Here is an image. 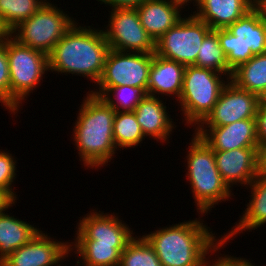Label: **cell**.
I'll use <instances>...</instances> for the list:
<instances>
[{
    "instance_id": "cell-15",
    "label": "cell",
    "mask_w": 266,
    "mask_h": 266,
    "mask_svg": "<svg viewBox=\"0 0 266 266\" xmlns=\"http://www.w3.org/2000/svg\"><path fill=\"white\" fill-rule=\"evenodd\" d=\"M258 150L259 147H246L214 151L216 166L231 191L235 185L247 188L260 173Z\"/></svg>"
},
{
    "instance_id": "cell-30",
    "label": "cell",
    "mask_w": 266,
    "mask_h": 266,
    "mask_svg": "<svg viewBox=\"0 0 266 266\" xmlns=\"http://www.w3.org/2000/svg\"><path fill=\"white\" fill-rule=\"evenodd\" d=\"M13 156L9 153V150L0 149V188L5 190L17 202L18 194L14 191L12 184L15 183L16 172L18 171L16 167L17 160Z\"/></svg>"
},
{
    "instance_id": "cell-29",
    "label": "cell",
    "mask_w": 266,
    "mask_h": 266,
    "mask_svg": "<svg viewBox=\"0 0 266 266\" xmlns=\"http://www.w3.org/2000/svg\"><path fill=\"white\" fill-rule=\"evenodd\" d=\"M119 266H163L143 236H135L121 253Z\"/></svg>"
},
{
    "instance_id": "cell-3",
    "label": "cell",
    "mask_w": 266,
    "mask_h": 266,
    "mask_svg": "<svg viewBox=\"0 0 266 266\" xmlns=\"http://www.w3.org/2000/svg\"><path fill=\"white\" fill-rule=\"evenodd\" d=\"M203 222L199 218L184 220L142 236L163 266H200L203 258L223 239Z\"/></svg>"
},
{
    "instance_id": "cell-19",
    "label": "cell",
    "mask_w": 266,
    "mask_h": 266,
    "mask_svg": "<svg viewBox=\"0 0 266 266\" xmlns=\"http://www.w3.org/2000/svg\"><path fill=\"white\" fill-rule=\"evenodd\" d=\"M254 7V0H200L193 14L212 30L227 29Z\"/></svg>"
},
{
    "instance_id": "cell-18",
    "label": "cell",
    "mask_w": 266,
    "mask_h": 266,
    "mask_svg": "<svg viewBox=\"0 0 266 266\" xmlns=\"http://www.w3.org/2000/svg\"><path fill=\"white\" fill-rule=\"evenodd\" d=\"M185 65L153 53L149 71L147 94L153 97L167 96L176 102L182 92ZM170 95V96H169ZM175 97V98H174Z\"/></svg>"
},
{
    "instance_id": "cell-6",
    "label": "cell",
    "mask_w": 266,
    "mask_h": 266,
    "mask_svg": "<svg viewBox=\"0 0 266 266\" xmlns=\"http://www.w3.org/2000/svg\"><path fill=\"white\" fill-rule=\"evenodd\" d=\"M6 52L10 71V112L16 115L27 100L25 98L41 85L49 71L48 55L18 43L11 36L6 39Z\"/></svg>"
},
{
    "instance_id": "cell-21",
    "label": "cell",
    "mask_w": 266,
    "mask_h": 266,
    "mask_svg": "<svg viewBox=\"0 0 266 266\" xmlns=\"http://www.w3.org/2000/svg\"><path fill=\"white\" fill-rule=\"evenodd\" d=\"M251 190L250 200L245 206L247 207L243 211L240 219L235 222L236 224L231 228V231L222 235V238L229 242L234 240L233 237L237 236L243 231H251L266 224V174L259 173L257 177L248 186ZM233 238V239H232Z\"/></svg>"
},
{
    "instance_id": "cell-2",
    "label": "cell",
    "mask_w": 266,
    "mask_h": 266,
    "mask_svg": "<svg viewBox=\"0 0 266 266\" xmlns=\"http://www.w3.org/2000/svg\"><path fill=\"white\" fill-rule=\"evenodd\" d=\"M81 107V108H80ZM73 124L74 145L86 169L108 165L117 153L113 136L115 110L101 97L86 92Z\"/></svg>"
},
{
    "instance_id": "cell-13",
    "label": "cell",
    "mask_w": 266,
    "mask_h": 266,
    "mask_svg": "<svg viewBox=\"0 0 266 266\" xmlns=\"http://www.w3.org/2000/svg\"><path fill=\"white\" fill-rule=\"evenodd\" d=\"M258 95L241 89L229 80L211 113L198 127H220L244 119H255Z\"/></svg>"
},
{
    "instance_id": "cell-32",
    "label": "cell",
    "mask_w": 266,
    "mask_h": 266,
    "mask_svg": "<svg viewBox=\"0 0 266 266\" xmlns=\"http://www.w3.org/2000/svg\"><path fill=\"white\" fill-rule=\"evenodd\" d=\"M227 244V242L222 239L209 253H208V257L207 255L203 258L201 265L200 266H234V255H225V254H221L219 251H221L220 249L225 246ZM223 246V247H222ZM220 253L218 255H216L215 253ZM210 254V255H209ZM212 254H215L214 257V261L213 259L210 261V258H212ZM218 256V257H217ZM221 256V257H219ZM210 257V258H209ZM218 258V259H217Z\"/></svg>"
},
{
    "instance_id": "cell-7",
    "label": "cell",
    "mask_w": 266,
    "mask_h": 266,
    "mask_svg": "<svg viewBox=\"0 0 266 266\" xmlns=\"http://www.w3.org/2000/svg\"><path fill=\"white\" fill-rule=\"evenodd\" d=\"M217 35L232 70L266 52V24L255 7L227 29H217Z\"/></svg>"
},
{
    "instance_id": "cell-41",
    "label": "cell",
    "mask_w": 266,
    "mask_h": 266,
    "mask_svg": "<svg viewBox=\"0 0 266 266\" xmlns=\"http://www.w3.org/2000/svg\"><path fill=\"white\" fill-rule=\"evenodd\" d=\"M259 105L266 106V88L258 96Z\"/></svg>"
},
{
    "instance_id": "cell-31",
    "label": "cell",
    "mask_w": 266,
    "mask_h": 266,
    "mask_svg": "<svg viewBox=\"0 0 266 266\" xmlns=\"http://www.w3.org/2000/svg\"><path fill=\"white\" fill-rule=\"evenodd\" d=\"M0 103L10 113V71L6 52V40L0 42Z\"/></svg>"
},
{
    "instance_id": "cell-34",
    "label": "cell",
    "mask_w": 266,
    "mask_h": 266,
    "mask_svg": "<svg viewBox=\"0 0 266 266\" xmlns=\"http://www.w3.org/2000/svg\"><path fill=\"white\" fill-rule=\"evenodd\" d=\"M100 4H105V6H110L111 9H122L131 8L136 9L146 0H96Z\"/></svg>"
},
{
    "instance_id": "cell-40",
    "label": "cell",
    "mask_w": 266,
    "mask_h": 266,
    "mask_svg": "<svg viewBox=\"0 0 266 266\" xmlns=\"http://www.w3.org/2000/svg\"><path fill=\"white\" fill-rule=\"evenodd\" d=\"M10 36V31L5 27L0 19V42L5 41Z\"/></svg>"
},
{
    "instance_id": "cell-17",
    "label": "cell",
    "mask_w": 266,
    "mask_h": 266,
    "mask_svg": "<svg viewBox=\"0 0 266 266\" xmlns=\"http://www.w3.org/2000/svg\"><path fill=\"white\" fill-rule=\"evenodd\" d=\"M166 102L159 97L147 95L136 106L134 113L137 122L140 124L144 136L157 142L169 144L170 134L176 128L175 122L168 114ZM168 111V112H167Z\"/></svg>"
},
{
    "instance_id": "cell-11",
    "label": "cell",
    "mask_w": 266,
    "mask_h": 266,
    "mask_svg": "<svg viewBox=\"0 0 266 266\" xmlns=\"http://www.w3.org/2000/svg\"><path fill=\"white\" fill-rule=\"evenodd\" d=\"M108 26L103 29L110 49L121 52L155 53V42L142 26L137 9L109 11Z\"/></svg>"
},
{
    "instance_id": "cell-20",
    "label": "cell",
    "mask_w": 266,
    "mask_h": 266,
    "mask_svg": "<svg viewBox=\"0 0 266 266\" xmlns=\"http://www.w3.org/2000/svg\"><path fill=\"white\" fill-rule=\"evenodd\" d=\"M136 9L142 26L154 42L175 26L184 15L181 7L168 0H146Z\"/></svg>"
},
{
    "instance_id": "cell-33",
    "label": "cell",
    "mask_w": 266,
    "mask_h": 266,
    "mask_svg": "<svg viewBox=\"0 0 266 266\" xmlns=\"http://www.w3.org/2000/svg\"><path fill=\"white\" fill-rule=\"evenodd\" d=\"M256 120V133L259 146L266 142V106H258Z\"/></svg>"
},
{
    "instance_id": "cell-36",
    "label": "cell",
    "mask_w": 266,
    "mask_h": 266,
    "mask_svg": "<svg viewBox=\"0 0 266 266\" xmlns=\"http://www.w3.org/2000/svg\"><path fill=\"white\" fill-rule=\"evenodd\" d=\"M259 172L266 174V142L259 146Z\"/></svg>"
},
{
    "instance_id": "cell-16",
    "label": "cell",
    "mask_w": 266,
    "mask_h": 266,
    "mask_svg": "<svg viewBox=\"0 0 266 266\" xmlns=\"http://www.w3.org/2000/svg\"><path fill=\"white\" fill-rule=\"evenodd\" d=\"M194 132L213 151L259 147L255 119H244L220 127H197Z\"/></svg>"
},
{
    "instance_id": "cell-26",
    "label": "cell",
    "mask_w": 266,
    "mask_h": 266,
    "mask_svg": "<svg viewBox=\"0 0 266 266\" xmlns=\"http://www.w3.org/2000/svg\"><path fill=\"white\" fill-rule=\"evenodd\" d=\"M113 136L116 148H134L140 145L145 136L133 112H115ZM144 139V140H143ZM121 148V149H119Z\"/></svg>"
},
{
    "instance_id": "cell-14",
    "label": "cell",
    "mask_w": 266,
    "mask_h": 266,
    "mask_svg": "<svg viewBox=\"0 0 266 266\" xmlns=\"http://www.w3.org/2000/svg\"><path fill=\"white\" fill-rule=\"evenodd\" d=\"M70 254V242L53 239L42 230L15 250L0 266H61ZM67 257V258H66Z\"/></svg>"
},
{
    "instance_id": "cell-23",
    "label": "cell",
    "mask_w": 266,
    "mask_h": 266,
    "mask_svg": "<svg viewBox=\"0 0 266 266\" xmlns=\"http://www.w3.org/2000/svg\"><path fill=\"white\" fill-rule=\"evenodd\" d=\"M74 251V252H73ZM76 254L80 266H119L121 253L114 244L95 243L93 240L70 242V253Z\"/></svg>"
},
{
    "instance_id": "cell-5",
    "label": "cell",
    "mask_w": 266,
    "mask_h": 266,
    "mask_svg": "<svg viewBox=\"0 0 266 266\" xmlns=\"http://www.w3.org/2000/svg\"><path fill=\"white\" fill-rule=\"evenodd\" d=\"M229 80V76L212 69L185 66L182 92L177 102L184 118L182 123L196 129L211 113Z\"/></svg>"
},
{
    "instance_id": "cell-12",
    "label": "cell",
    "mask_w": 266,
    "mask_h": 266,
    "mask_svg": "<svg viewBox=\"0 0 266 266\" xmlns=\"http://www.w3.org/2000/svg\"><path fill=\"white\" fill-rule=\"evenodd\" d=\"M118 214H107L104 211L91 210L79 217L73 240H93L95 243L114 244L120 253L136 235L126 222L119 218Z\"/></svg>"
},
{
    "instance_id": "cell-8",
    "label": "cell",
    "mask_w": 266,
    "mask_h": 266,
    "mask_svg": "<svg viewBox=\"0 0 266 266\" xmlns=\"http://www.w3.org/2000/svg\"><path fill=\"white\" fill-rule=\"evenodd\" d=\"M52 4L50 0L30 18L10 31L18 43L40 50L47 55L76 22L70 14Z\"/></svg>"
},
{
    "instance_id": "cell-1",
    "label": "cell",
    "mask_w": 266,
    "mask_h": 266,
    "mask_svg": "<svg viewBox=\"0 0 266 266\" xmlns=\"http://www.w3.org/2000/svg\"><path fill=\"white\" fill-rule=\"evenodd\" d=\"M78 24L76 21L48 54V70L66 76L79 75L96 85L110 46L101 28Z\"/></svg>"
},
{
    "instance_id": "cell-38",
    "label": "cell",
    "mask_w": 266,
    "mask_h": 266,
    "mask_svg": "<svg viewBox=\"0 0 266 266\" xmlns=\"http://www.w3.org/2000/svg\"><path fill=\"white\" fill-rule=\"evenodd\" d=\"M172 4H175L183 9H186L185 6L189 5L193 2L194 6H198L200 0H168ZM191 2V3H190ZM189 3V4H188Z\"/></svg>"
},
{
    "instance_id": "cell-28",
    "label": "cell",
    "mask_w": 266,
    "mask_h": 266,
    "mask_svg": "<svg viewBox=\"0 0 266 266\" xmlns=\"http://www.w3.org/2000/svg\"><path fill=\"white\" fill-rule=\"evenodd\" d=\"M147 95L142 87L124 85L111 86L100 97L116 112H133Z\"/></svg>"
},
{
    "instance_id": "cell-37",
    "label": "cell",
    "mask_w": 266,
    "mask_h": 266,
    "mask_svg": "<svg viewBox=\"0 0 266 266\" xmlns=\"http://www.w3.org/2000/svg\"><path fill=\"white\" fill-rule=\"evenodd\" d=\"M254 7L259 11L262 20L266 24V0H254Z\"/></svg>"
},
{
    "instance_id": "cell-10",
    "label": "cell",
    "mask_w": 266,
    "mask_h": 266,
    "mask_svg": "<svg viewBox=\"0 0 266 266\" xmlns=\"http://www.w3.org/2000/svg\"><path fill=\"white\" fill-rule=\"evenodd\" d=\"M211 28L194 14L183 18L155 42V53L178 63L193 65Z\"/></svg>"
},
{
    "instance_id": "cell-9",
    "label": "cell",
    "mask_w": 266,
    "mask_h": 266,
    "mask_svg": "<svg viewBox=\"0 0 266 266\" xmlns=\"http://www.w3.org/2000/svg\"><path fill=\"white\" fill-rule=\"evenodd\" d=\"M153 53L121 52L110 49L97 89L89 91L100 97L111 86L142 87L147 92Z\"/></svg>"
},
{
    "instance_id": "cell-35",
    "label": "cell",
    "mask_w": 266,
    "mask_h": 266,
    "mask_svg": "<svg viewBox=\"0 0 266 266\" xmlns=\"http://www.w3.org/2000/svg\"><path fill=\"white\" fill-rule=\"evenodd\" d=\"M16 201L3 189L0 188V213L7 211Z\"/></svg>"
},
{
    "instance_id": "cell-25",
    "label": "cell",
    "mask_w": 266,
    "mask_h": 266,
    "mask_svg": "<svg viewBox=\"0 0 266 266\" xmlns=\"http://www.w3.org/2000/svg\"><path fill=\"white\" fill-rule=\"evenodd\" d=\"M193 65L200 68L212 69L213 71L231 77L233 70L229 67L226 55L220 46L217 29H211L206 34Z\"/></svg>"
},
{
    "instance_id": "cell-4",
    "label": "cell",
    "mask_w": 266,
    "mask_h": 266,
    "mask_svg": "<svg viewBox=\"0 0 266 266\" xmlns=\"http://www.w3.org/2000/svg\"><path fill=\"white\" fill-rule=\"evenodd\" d=\"M187 149L186 175L192 191L196 211L210 213L214 205L230 201L234 193L224 183L215 162L214 151L195 132ZM232 193V194H231Z\"/></svg>"
},
{
    "instance_id": "cell-22",
    "label": "cell",
    "mask_w": 266,
    "mask_h": 266,
    "mask_svg": "<svg viewBox=\"0 0 266 266\" xmlns=\"http://www.w3.org/2000/svg\"><path fill=\"white\" fill-rule=\"evenodd\" d=\"M5 212L0 213V264L40 231L34 224Z\"/></svg>"
},
{
    "instance_id": "cell-39",
    "label": "cell",
    "mask_w": 266,
    "mask_h": 266,
    "mask_svg": "<svg viewBox=\"0 0 266 266\" xmlns=\"http://www.w3.org/2000/svg\"><path fill=\"white\" fill-rule=\"evenodd\" d=\"M252 261L246 258L234 257V266H255V262L251 263ZM257 266V265H256Z\"/></svg>"
},
{
    "instance_id": "cell-27",
    "label": "cell",
    "mask_w": 266,
    "mask_h": 266,
    "mask_svg": "<svg viewBox=\"0 0 266 266\" xmlns=\"http://www.w3.org/2000/svg\"><path fill=\"white\" fill-rule=\"evenodd\" d=\"M48 0H0V19L11 31L35 14Z\"/></svg>"
},
{
    "instance_id": "cell-24",
    "label": "cell",
    "mask_w": 266,
    "mask_h": 266,
    "mask_svg": "<svg viewBox=\"0 0 266 266\" xmlns=\"http://www.w3.org/2000/svg\"><path fill=\"white\" fill-rule=\"evenodd\" d=\"M230 81L239 88L259 96L266 88V52L254 55L247 62L237 66L231 74Z\"/></svg>"
}]
</instances>
